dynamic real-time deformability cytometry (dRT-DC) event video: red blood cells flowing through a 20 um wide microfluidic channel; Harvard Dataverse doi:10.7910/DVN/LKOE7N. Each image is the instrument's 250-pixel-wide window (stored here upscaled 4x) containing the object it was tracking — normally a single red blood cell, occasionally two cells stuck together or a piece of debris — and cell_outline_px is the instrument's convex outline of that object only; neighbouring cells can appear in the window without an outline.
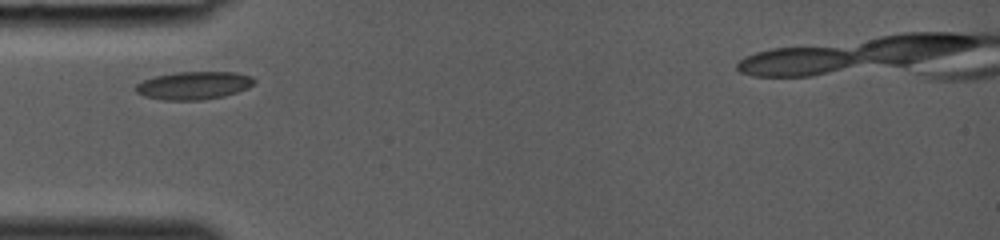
{"species": "common noctule bat (a hibernating species)", "species_latin": "Nyctalus noctula", "temperature_condition": "room temperature", "stored_images_in_passage": 22, "camera_frame_rate_fps": 3000, "um_per_image_px": 0.085, "animal": {"sex": "female", "body_mass_g": 19.0, "forearm_length_mm": 53.3}, "frame": {"image": 1, "passage_image": 1, "time_ms": 0.0, "image_size_px": [1000, 240], "cell_outline_px": [[256, 80], [248, 88], [224, 96], [200, 100], [164, 100], [144, 96], [136, 92], [136, 84], [144, 80], [156, 76], [176, 72], [236, 72], [252, 76]], "centroid_in_image_um": [16.48, 7.26], "position_along_channel_um": 68.5, "area_um2": 19.19}}
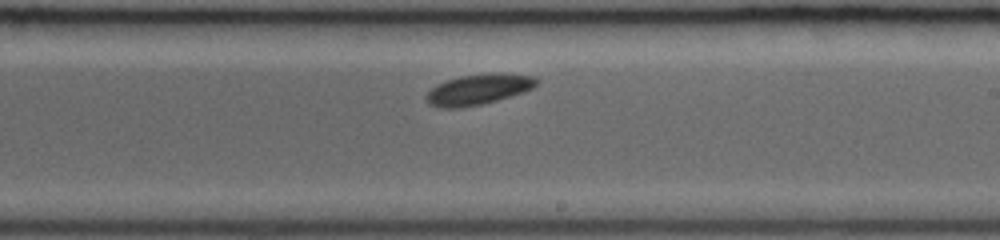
{"frame": {"image": 2, "passage_image": 12, "time_ms": 3.667, "image_size_px": [1000, 240], "cell_outline_px": [[536, 84], [532, 88], [496, 100], [480, 104], [456, 108], [440, 108], [428, 104], [428, 92], [432, 88], [448, 80], [460, 76], [504, 72], [532, 76], [536, 80]], "centroid_in_image_um": [40.65, 7.59], "position_along_channel_um": 248.3, "area_um2": 18.96}}
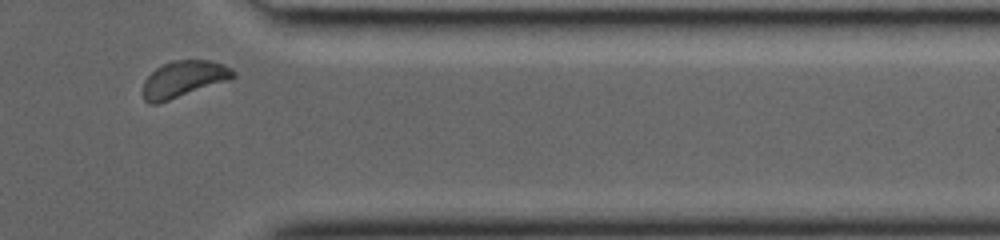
{"frame": {"image": 3, "passage_image": 21, "time_ms": 6.667, "image_size_px": [1000, 240], "cell_outline_px": [[236, 76], [228, 80], [160, 104], [148, 104], [144, 100], [144, 80], [156, 68], [172, 60], [208, 60], [224, 64], [232, 68], [236, 72]], "centroid_in_image_um": [15.62, 6.73], "position_along_channel_um": 395.8, "area_um2": 19.25}}